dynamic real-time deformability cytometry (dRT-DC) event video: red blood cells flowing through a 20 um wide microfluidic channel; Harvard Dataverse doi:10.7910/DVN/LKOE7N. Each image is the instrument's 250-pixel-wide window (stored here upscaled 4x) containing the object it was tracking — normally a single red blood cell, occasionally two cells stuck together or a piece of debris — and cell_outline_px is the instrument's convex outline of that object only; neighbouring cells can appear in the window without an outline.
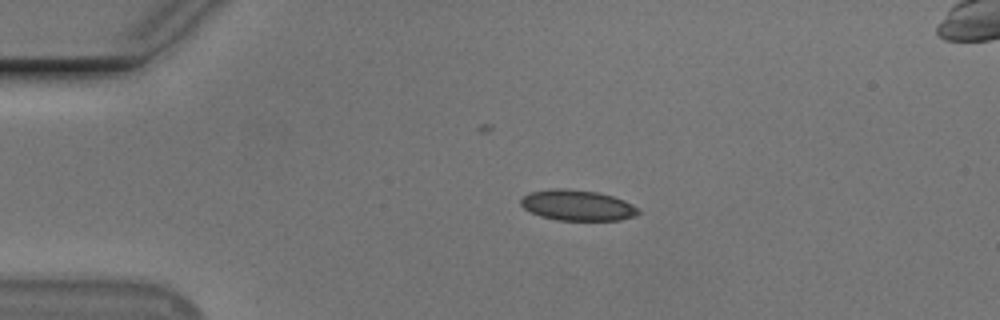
{"species": "Egyptian fruit bat (a non-hibernating species)", "species_latin": "Rousettus aegyptiacus", "temperature_condition": "cold", "stored_images_in_passage": 44, "camera_frame_rate_fps": 3000, "um_per_image_px": 0.085, "animal": {"sex": "male"}, "frame": {"image": 1, "passage_image": 1, "time_ms": 0.0, "image_size_px": [1000, 320], "cell_outline_px": [[640, 212], [632, 216], [620, 220], [556, 220], [540, 216], [524, 208], [520, 204], [520, 200], [528, 192], [548, 188], [568, 188], [596, 192], [612, 196], [624, 200], [640, 208]], "centroid_in_image_um": [49.05, 17.44], "position_along_channel_um": 36.0, "area_um2": 21.1}}
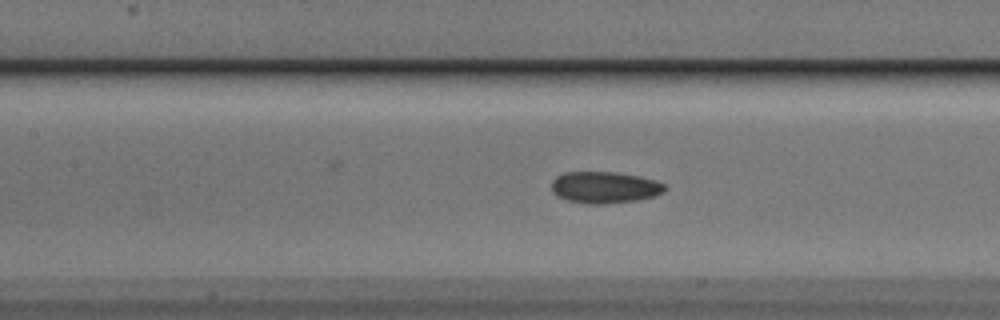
{"frame": {"image": 2, "passage_image": 14, "time_ms": 4.333, "image_size_px": [1000, 320], "cell_outline_px": [[668, 188], [664, 192], [656, 196], [636, 200], [604, 204], [588, 204], [568, 200], [556, 196], [552, 192], [552, 180], [556, 176], [564, 172], [616, 172], [640, 176], [656, 180], [664, 184]], "centroid_in_image_um": [51.41, 15.92], "position_along_channel_um": 156.0, "area_um2": 21.1}}
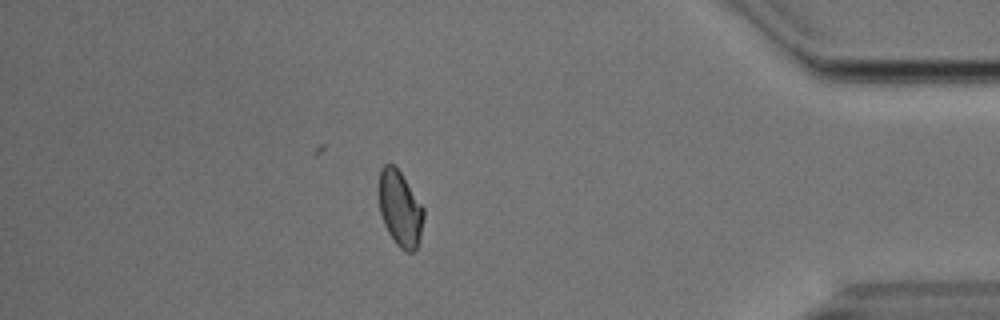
{"frame": {"image": 3, "passage_image": 37, "time_ms": 12.0, "image_size_px": [1000, 320], "cell_outline_px": [[424, 216], [420, 240], [416, 248], [412, 252], [404, 252], [396, 244], [388, 232], [384, 224], [380, 212], [380, 168], [384, 164], [392, 164], [400, 172], [424, 208]], "centroid_in_image_um": [34.02, 17.77], "position_along_channel_um": 401.2, "area_um2": 19.48}, "authors_computed_cell_mechanics": {"area_um2": 20.4612, "velocity_mm_per_s": 3.7088, "shape_relaxation_time_tau1_ms": 6.1645, "shape_relaxation_time_tau2_ms": 2.9794, "deformation_change_tau1": 0.0839, "deformation_change_tau2": 0.0666}}